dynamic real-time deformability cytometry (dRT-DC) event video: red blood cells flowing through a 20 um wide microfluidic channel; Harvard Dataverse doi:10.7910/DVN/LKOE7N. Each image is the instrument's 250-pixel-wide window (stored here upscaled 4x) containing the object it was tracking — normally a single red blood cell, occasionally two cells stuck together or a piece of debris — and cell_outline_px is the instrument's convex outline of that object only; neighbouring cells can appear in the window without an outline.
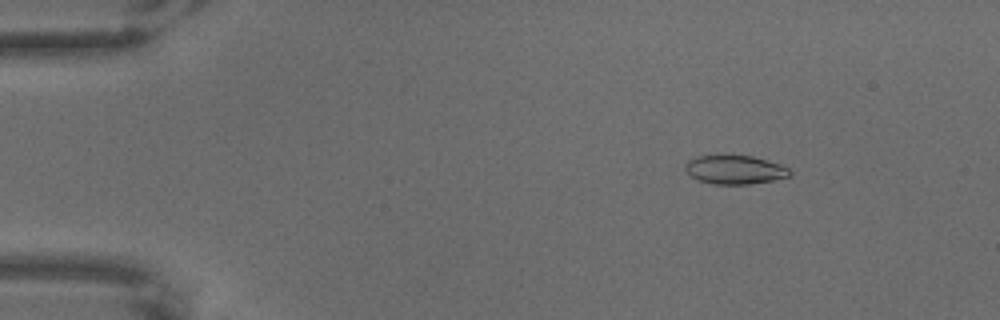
{"species": "common noctule bat (a hibernating species)", "species_latin": "Nyctalus noctula", "temperature_condition": "warm", "stored_images_in_passage": 65, "camera_frame_rate_fps": 3000, "um_per_image_px": 0.085, "animal": {"sex": "male", "body_mass_g": 18.8}, "frame": {"image": 1, "passage_image": 10, "time_ms": 3.0, "image_size_px": [1000, 320], "cell_outline_px": [[792, 172], [788, 176], [772, 180], [748, 184], [712, 184], [700, 180], [692, 176], [684, 168], [684, 164], [688, 160], [696, 156], [724, 152], [752, 156], [780, 164], [788, 168]], "centroid_in_image_um": [62.4, 14.37], "position_along_channel_um": 22.6, "area_um2": 18.03}}
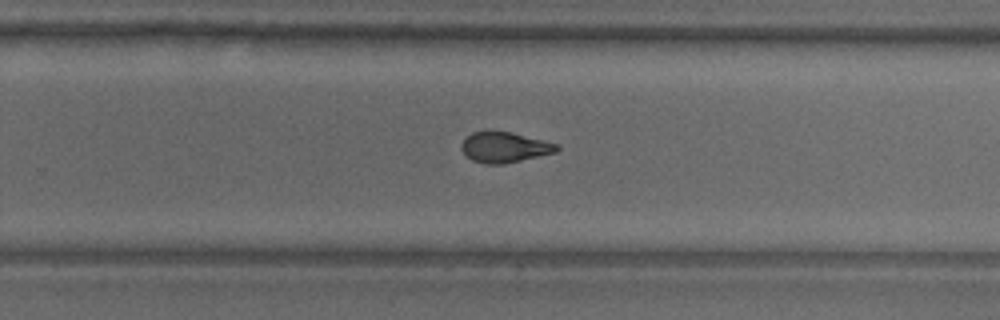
{"frame": {"image": 2, "passage_image": 43, "time_ms": 14.0, "image_size_px": [1000, 320], "cell_outline_px": [[560, 148], [556, 152], [504, 164], [484, 164], [472, 160], [460, 148], [460, 144], [472, 132], [488, 128], [512, 132], [560, 144]], "centroid_in_image_um": [42.88, 12.48], "position_along_channel_um": 286.9, "area_um2": 17.4}}
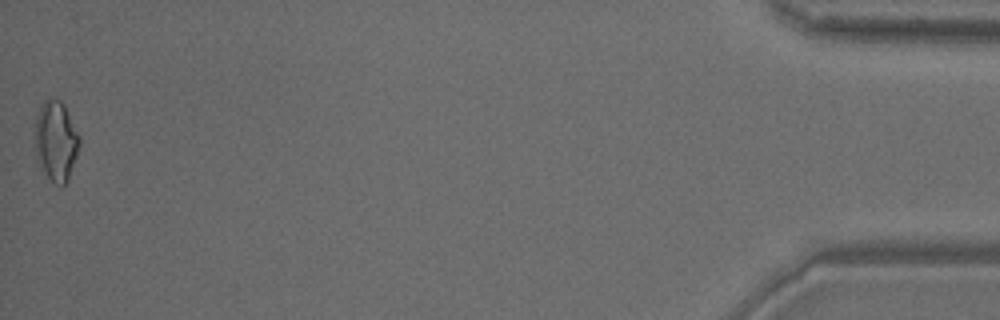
{"frame": {"image": 3, "passage_image": 65, "time_ms": 21.333, "image_size_px": [1000, 320], "cell_outline_px": [[80, 144], [68, 180], [60, 188], [44, 172], [36, 156], [36, 116], [40, 104], [44, 100], [60, 100], [64, 104], [80, 136]], "centroid_in_image_um": [4.77, 11.97], "position_along_channel_um": 430.4, "area_um2": 20.46}}